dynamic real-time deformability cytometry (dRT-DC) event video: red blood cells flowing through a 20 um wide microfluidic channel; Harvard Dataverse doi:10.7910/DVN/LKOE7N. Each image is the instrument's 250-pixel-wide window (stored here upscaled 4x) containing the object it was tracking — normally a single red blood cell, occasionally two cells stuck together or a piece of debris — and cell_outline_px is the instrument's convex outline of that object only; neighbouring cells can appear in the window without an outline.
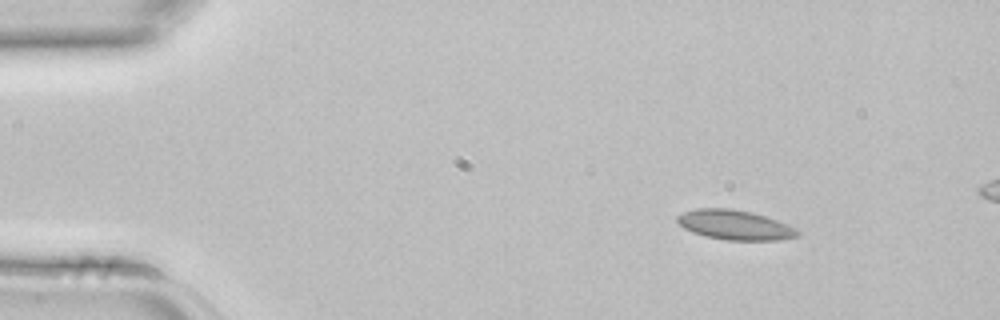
{"species": "common noctule bat (a hibernating species)", "species_latin": "Nyctalus noctula", "temperature_condition": "room temperature", "stored_images_in_passage": 3, "segment_of_instrument_passage": [1, 2], "camera_frame_rate_fps": 3000, "um_per_image_px": 0.085, "animal": {"sex": "female", "body_mass_g": 22.7, "forearm_length_mm": 54.2}, "frame": {"image": 1, "passage_image": 1, "time_ms": 0.0, "image_size_px": [1000, 320], "cell_outline_px": [[800, 236], [780, 240], [728, 240], [704, 236], [692, 232], [684, 228], [676, 220], [676, 216], [684, 212], [696, 208], [728, 208], [752, 212], [788, 224], [796, 228], [800, 232]], "centroid_in_image_um": [62.47, 19.12], "position_along_channel_um": 22.5, "area_um2": 20.87}}